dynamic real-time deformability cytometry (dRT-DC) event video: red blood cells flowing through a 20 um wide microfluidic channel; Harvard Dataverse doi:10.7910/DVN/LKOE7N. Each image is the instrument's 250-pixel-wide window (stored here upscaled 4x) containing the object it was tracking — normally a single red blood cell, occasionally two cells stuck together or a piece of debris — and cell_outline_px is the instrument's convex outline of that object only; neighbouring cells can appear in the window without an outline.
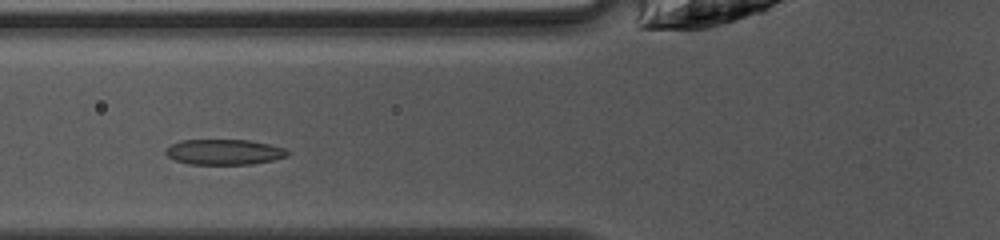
{"species": "common noctule bat (a hibernating species)", "species_latin": "Nyctalus noctula", "temperature_condition": "warm", "stored_images_in_passage": 26, "camera_frame_rate_fps": 3000, "um_per_image_px": 0.085, "animal": {"sex": "female", "body_mass_g": 10.0, "forearm_length_mm": 53.1}, "frame": {"image": 1, "passage_image": 4, "time_ms": 1.0, "image_size_px": [1000, 240], "cell_outline_px": [[292, 152], [288, 156], [272, 160], [252, 164], [188, 164], [176, 160], [168, 156], [164, 152], [164, 148], [180, 140], [248, 140], [288, 148]], "centroid_in_image_um": [19.08, 12.91], "position_along_channel_um": 106.7, "area_um2": 18.21}}
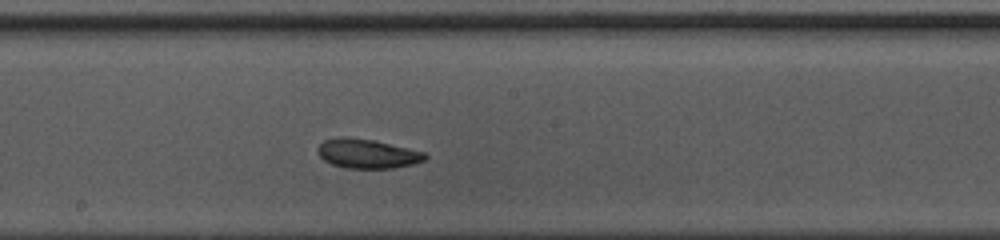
{"frame": {"image": 2, "passage_image": 12, "time_ms": 3.667, "image_size_px": [1000, 240], "cell_outline_px": [[428, 156], [424, 160], [412, 164], [396, 168], [344, 168], [332, 164], [324, 160], [320, 156], [316, 148], [324, 140], [340, 136], [344, 136], [372, 140], [408, 148], [424, 152]], "centroid_in_image_um": [31.19, 13.06], "position_along_channel_um": 217.0, "area_um2": 18.26}}
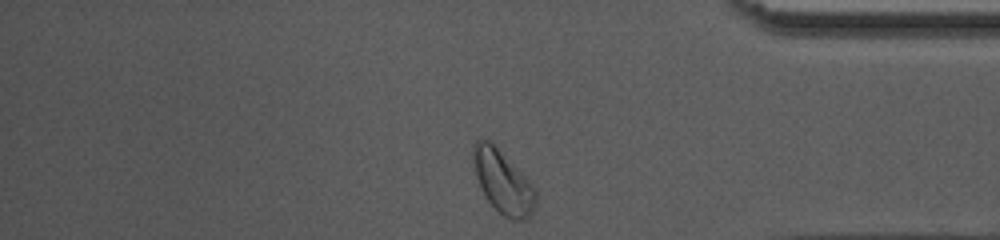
{"frame": {"image": 3, "passage_image": 26, "time_ms": 8.333, "image_size_px": [1000, 240], "cell_outline_px": [[536, 200], [532, 212], [524, 220], [512, 220], [504, 216], [488, 200], [476, 176], [472, 160], [472, 148], [476, 140], [488, 140], [532, 184], [536, 192]], "centroid_in_image_um": [42.73, 15.48], "position_along_channel_um": 392.5, "area_um2": 22.08}, "authors_computed_cell_mechanics": {"area_um2": 18.1781, "velocity_mm_per_s": 4.1262, "shape_relaxation_time_tau1_ms": 5.6662, "shape_relaxation_time_tau2_ms": 10.6027, "deformation_change_tau1": 0.1356, "deformation_change_tau2": 0.169}}